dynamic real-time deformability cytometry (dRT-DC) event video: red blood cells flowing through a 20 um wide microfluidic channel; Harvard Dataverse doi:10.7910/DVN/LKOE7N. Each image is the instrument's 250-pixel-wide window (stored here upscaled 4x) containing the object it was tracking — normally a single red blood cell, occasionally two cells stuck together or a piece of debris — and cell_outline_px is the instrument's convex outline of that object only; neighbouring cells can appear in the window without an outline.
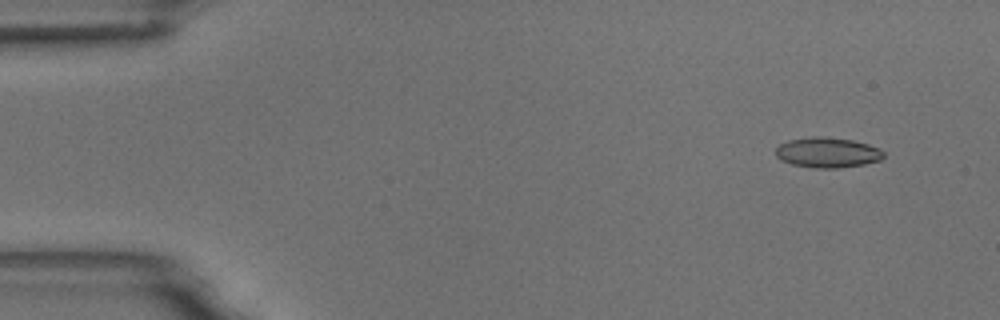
{"species": "common noctule bat (a hibernating species)", "species_latin": "Nyctalus noctula", "temperature_condition": "room temperature", "stored_images_in_passage": 55, "camera_frame_rate_fps": 3000, "um_per_image_px": 0.085, "animal": {"sex": "male", "body_mass_g": 18.8}, "frame": {"image": 1, "passage_image": 5, "time_ms": 1.333, "image_size_px": [1000, 320], "cell_outline_px": [[884, 156], [880, 160], [864, 164], [836, 168], [812, 168], [792, 164], [776, 156], [776, 148], [780, 144], [788, 140], [812, 136], [820, 136], [852, 140], [868, 144], [880, 148], [884, 152]], "centroid_in_image_um": [70.35, 12.96], "position_along_channel_um": 14.7, "area_um2": 18.96}}
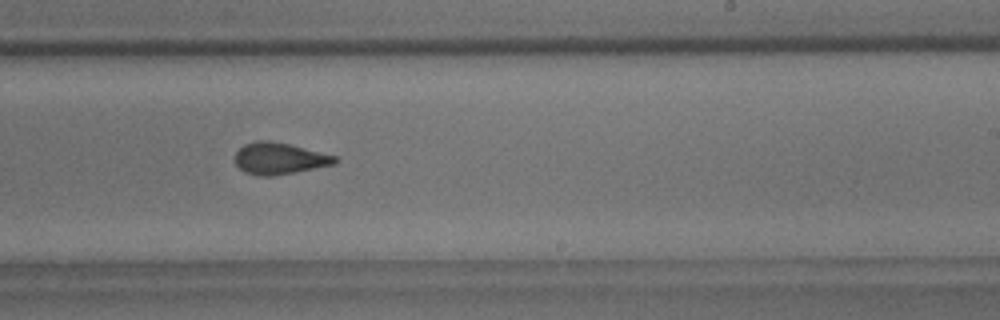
{"frame": {"image": 2, "passage_image": 34, "time_ms": 11.0, "image_size_px": [1000, 320], "cell_outline_px": [[340, 160], [336, 164], [272, 176], [256, 176], [244, 172], [236, 164], [236, 152], [244, 144], [256, 140], [268, 140], [288, 144], [336, 156]], "centroid_in_image_um": [23.74, 13.47], "position_along_channel_um": 265.3, "area_um2": 18.32}}
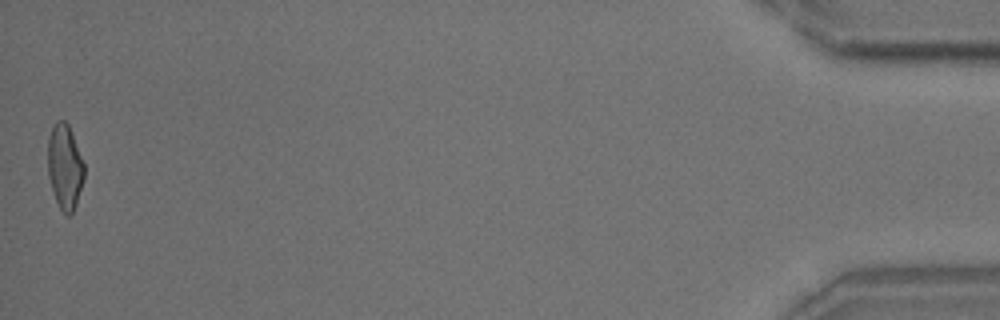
{"frame": {"image": 3, "passage_image": 55, "time_ms": 18.0, "image_size_px": [1000, 320], "cell_outline_px": [[84, 180], [76, 204], [72, 212], [68, 216], [60, 208], [56, 200], [48, 176], [48, 140], [52, 124], [56, 120], [64, 120], [68, 124], [72, 132], [84, 164]], "centroid_in_image_um": [5.51, 14.13], "position_along_channel_um": 429.7, "area_um2": 17.98}, "authors_computed_cell_mechanics": {"area_um2": 18.6694, "velocity_mm_per_s": 3.702, "shape_relaxation_time_tau1_ms": 5.272, "shape_relaxation_time_tau2_ms": 1.4484, "deformation_change_tau1": 0.1723, "deformation_change_tau2": 0.0978}}